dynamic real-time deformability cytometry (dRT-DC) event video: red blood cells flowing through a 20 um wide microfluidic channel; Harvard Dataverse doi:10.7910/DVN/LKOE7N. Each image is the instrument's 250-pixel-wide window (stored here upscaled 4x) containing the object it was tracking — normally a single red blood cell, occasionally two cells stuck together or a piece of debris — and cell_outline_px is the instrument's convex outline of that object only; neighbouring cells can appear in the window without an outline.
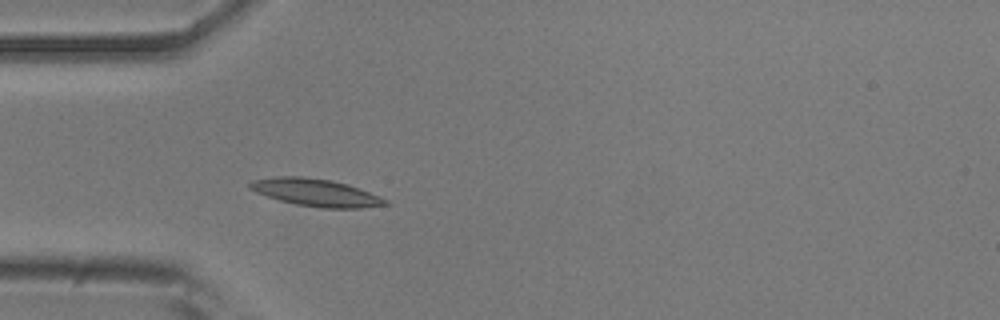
{"species": "common noctule bat (a hibernating species)", "species_latin": "Nyctalus noctula", "temperature_condition": "room temperature", "stored_images_in_passage": 40, "camera_frame_rate_fps": 3000, "um_per_image_px": 0.085, "animal": {"sex": "male", "body_mass_g": 20.5, "forearm_length_mm": 52.5}, "frame": {"image": 1, "passage_image": 4, "time_ms": 1.0, "image_size_px": [1000, 320], "cell_outline_px": [[392, 204], [360, 208], [320, 208], [296, 204], [280, 200], [256, 192], [248, 188], [248, 184], [252, 180], [276, 176], [300, 176], [332, 180], [348, 184], [388, 200]], "centroid_in_image_um": [26.85, 16.36], "position_along_channel_um": 58.2, "area_um2": 21.62}}
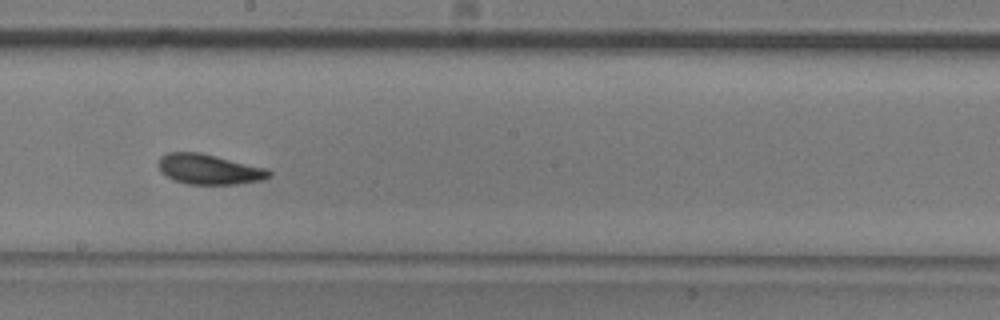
{"frame": {"image": 2, "passage_image": 18, "time_ms": 5.667, "image_size_px": [1000, 320], "cell_outline_px": [[272, 176], [260, 180], [236, 184], [188, 184], [176, 180], [160, 172], [160, 156], [168, 152], [200, 152], [268, 168], [272, 172]], "centroid_in_image_um": [17.81, 14.38], "position_along_channel_um": 230.4, "area_um2": 19.36}}
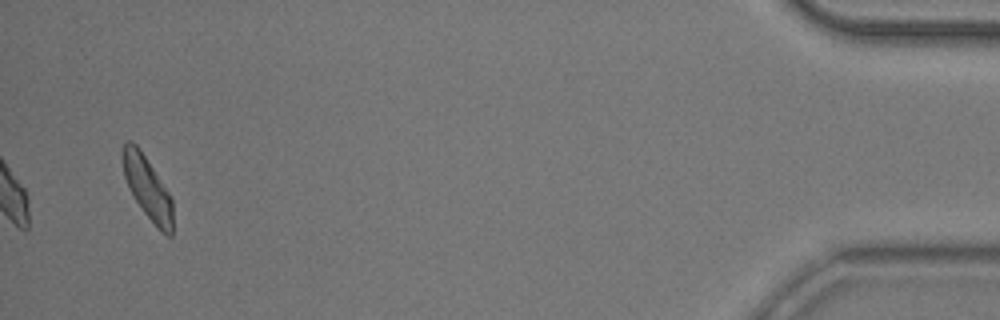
{"frame": {"image": 3, "passage_image": 40, "time_ms": 13.0, "image_size_px": [1000, 320], "cell_outline_px": [[172, 236], [168, 236], [160, 232], [144, 212], [128, 188], [124, 176], [120, 156], [120, 152], [124, 144], [128, 140], [132, 140], [140, 148], [168, 192], [172, 200]], "centroid_in_image_um": [12.49, 15.93], "position_along_channel_um": 422.7, "area_um2": 18.38}, "authors_computed_cell_mechanics": {"area_um2": 19.1896, "velocity_mm_per_s": 3.743, "shape_relaxation_time_tau1_ms": 2.8341, "shape_relaxation_time_tau2_ms": 2.5047, "deformation_change_tau1": 0.1205, "deformation_change_tau2": 0.0865}}